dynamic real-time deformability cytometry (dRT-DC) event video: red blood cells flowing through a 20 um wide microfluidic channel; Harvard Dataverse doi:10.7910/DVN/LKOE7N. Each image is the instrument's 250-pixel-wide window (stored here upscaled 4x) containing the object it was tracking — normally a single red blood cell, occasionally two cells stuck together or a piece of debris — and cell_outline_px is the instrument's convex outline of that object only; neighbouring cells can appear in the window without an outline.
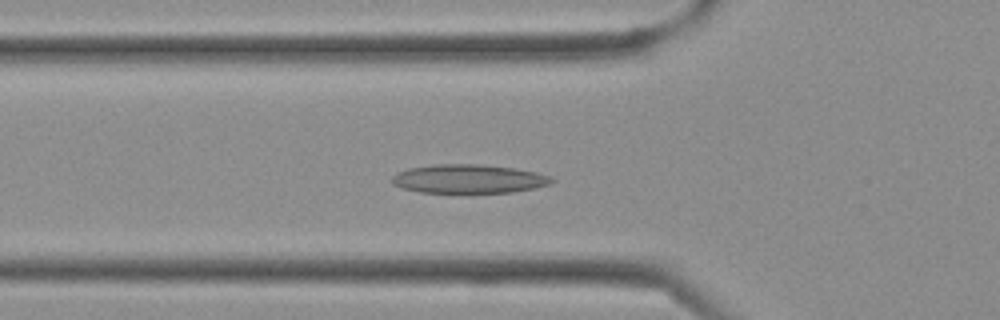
{"species": "Egyptian fruit bat (a non-hibernating species)", "species_latin": "Rousettus aegyptiacus", "temperature_condition": "cold", "stored_images_in_passage": 37, "camera_frame_rate_fps": 3000, "um_per_image_px": 0.085, "frame": {"image": 1, "passage_image": 12, "time_ms": 3.667, "image_size_px": [1000, 320], "cell_outline_px": [[556, 180], [552, 184], [536, 188], [512, 192], [420, 192], [400, 188], [392, 184], [392, 176], [396, 172], [408, 168], [436, 164], [480, 164], [512, 168], [536, 172], [548, 176]], "centroid_in_image_um": [39.82, 15.2], "position_along_channel_um": 86.0, "area_um2": 26.82}}
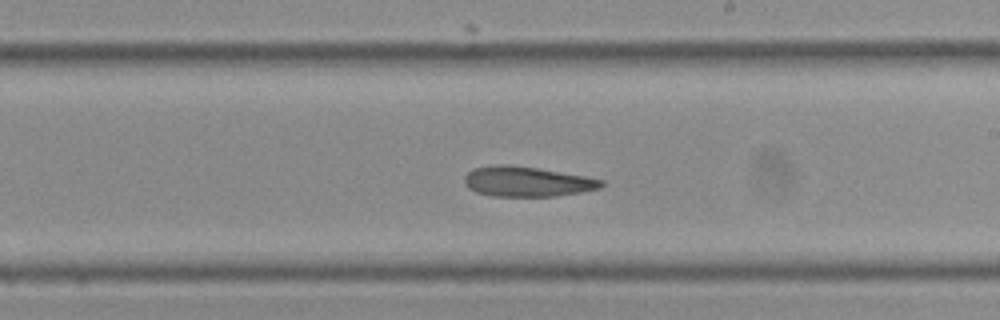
{"frame": {"image": 2, "passage_image": 21, "time_ms": 6.667, "image_size_px": [1000, 320], "cell_outline_px": [[604, 184], [600, 188], [580, 192], [556, 196], [492, 196], [476, 192], [468, 188], [464, 184], [464, 176], [472, 168], [496, 164], [512, 164], [588, 176], [604, 180]], "centroid_in_image_um": [44.78, 15.42], "position_along_channel_um": 244.2, "area_um2": 24.28}}
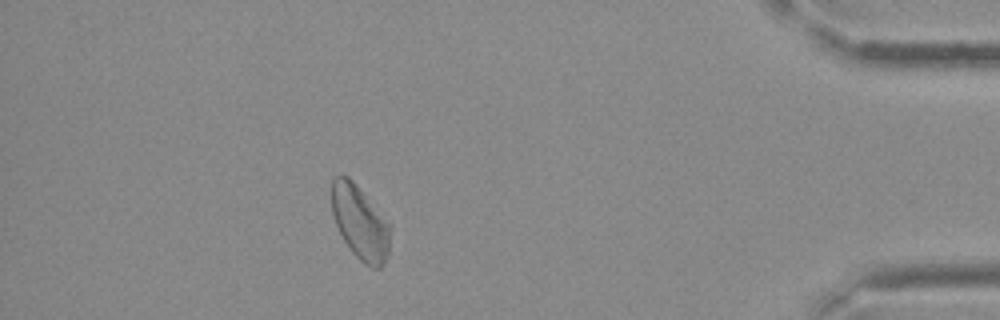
{"frame": {"image": 3, "passage_image": 33, "time_ms": 10.667, "image_size_px": [1000, 320], "cell_outline_px": [[392, 228], [388, 256], [380, 268], [372, 268], [364, 264], [352, 252], [344, 240], [336, 224], [332, 212], [332, 180], [336, 176], [348, 176], [356, 184], [392, 224]], "centroid_in_image_um": [30.65, 18.93], "position_along_channel_um": 404.5, "area_um2": 25.43}}